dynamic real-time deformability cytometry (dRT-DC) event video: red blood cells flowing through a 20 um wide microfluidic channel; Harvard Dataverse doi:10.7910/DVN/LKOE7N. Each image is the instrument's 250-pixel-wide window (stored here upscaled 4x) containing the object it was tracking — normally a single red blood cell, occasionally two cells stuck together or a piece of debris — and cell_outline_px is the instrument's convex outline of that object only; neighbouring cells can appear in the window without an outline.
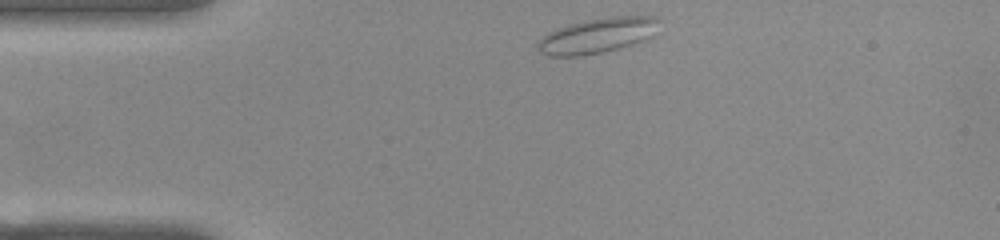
{"species": "common noctule bat (a hibernating species)", "species_latin": "Nyctalus noctula", "temperature_condition": "warm", "stored_images_in_passage": 43, "camera_frame_rate_fps": 3000, "um_per_image_px": 0.085, "animal": {"sex": "female", "body_mass_g": 22.0, "forearm_length_mm": 56.7}, "frame": {"image": 1, "passage_image": 1, "time_ms": 0.0, "image_size_px": [1000, 240], "cell_outline_px": [[660, 20], [652, 36], [616, 48], [600, 52], [580, 56], [548, 56], [540, 52], [536, 48], [536, 44], [548, 32], [556, 28], [568, 24], [584, 20], [612, 16], [656, 16]], "centroid_in_image_um": [50.71, 3.0], "position_along_channel_um": 34.3, "area_um2": 24.57}}
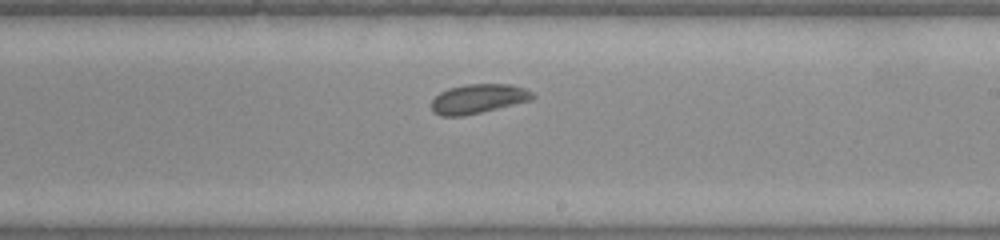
{"frame": {"image": 2, "passage_image": 21, "time_ms": 6.667, "image_size_px": [1000, 240], "cell_outline_px": [[536, 96], [532, 100], [464, 116], [440, 116], [432, 112], [432, 100], [440, 92], [448, 88], [464, 84], [512, 84], [524, 88], [532, 92]], "centroid_in_image_um": [40.64, 8.39], "position_along_channel_um": 248.4, "area_um2": 17.4}}
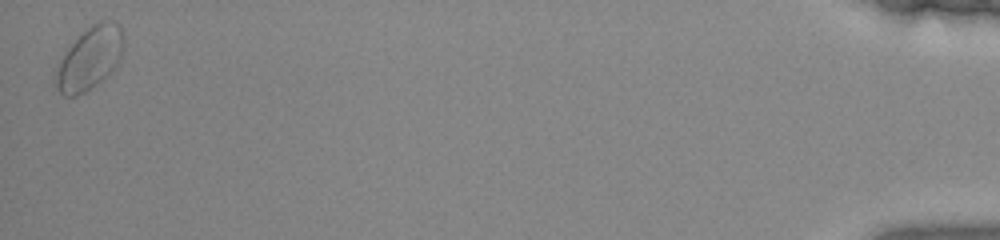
{"frame": {"image": 3, "passage_image": 43, "time_ms": 14.0, "image_size_px": [1000, 240], "cell_outline_px": [[124, 52], [116, 64], [104, 80], [92, 88], [76, 96], [64, 96], [52, 84], [52, 76], [64, 48], [92, 24], [100, 20], [112, 20], [120, 24], [124, 28]], "centroid_in_image_um": [7.59, 4.94], "position_along_channel_um": 427.6, "area_um2": 25.95}}